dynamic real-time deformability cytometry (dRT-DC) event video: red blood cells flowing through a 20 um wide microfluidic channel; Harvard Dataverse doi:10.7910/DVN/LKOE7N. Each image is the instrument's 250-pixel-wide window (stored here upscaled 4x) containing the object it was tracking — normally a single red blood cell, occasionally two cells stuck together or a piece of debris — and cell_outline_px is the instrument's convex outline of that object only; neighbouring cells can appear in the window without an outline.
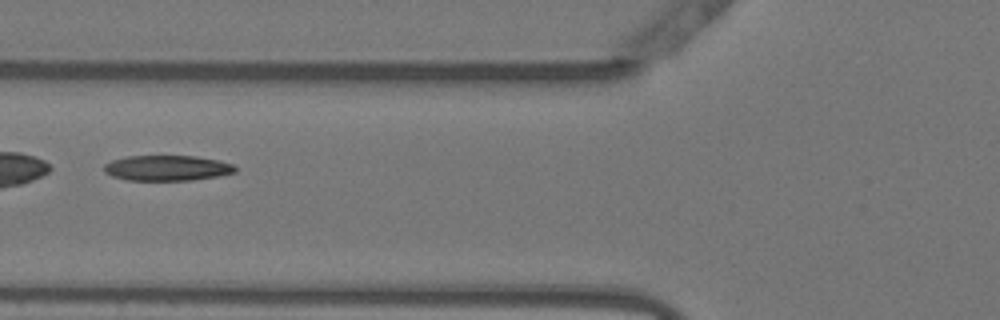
{"species": "Egyptian fruit bat (a non-hibernating species)", "species_latin": "Rousettus aegyptiacus", "temperature_condition": "warm", "stored_images_in_passage": 34, "segment_of_instrument_passage": [2, 2], "camera_frame_rate_fps": 3000, "um_per_image_px": 0.085, "animal": {"sex": "female"}, "frame": {"image": 1, "passage_image": 17, "time_ms": 5.333, "image_size_px": [1000, 320], "cell_outline_px": [[236, 172], [220, 176], [192, 180], [124, 180], [112, 176], [104, 172], [104, 164], [112, 160], [124, 156], [196, 156], [220, 160], [232, 164], [236, 168]], "centroid_in_image_um": [14.2, 14.28], "position_along_channel_um": 111.6, "area_um2": 19.59}}
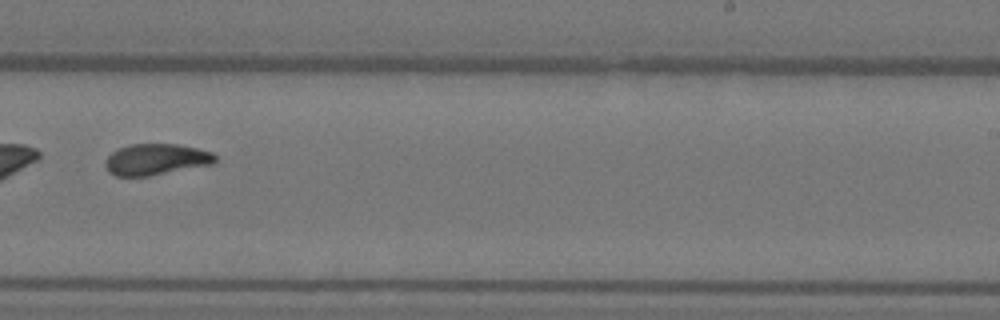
{"frame": {"image": 2, "passage_image": 30, "time_ms": 9.667, "image_size_px": [1000, 320], "cell_outline_px": [[216, 160], [212, 164], [148, 176], [116, 176], [108, 172], [104, 164], [104, 160], [112, 152], [120, 148], [132, 144], [176, 144], [196, 148], [212, 152], [216, 156]], "centroid_in_image_um": [13.23, 13.55], "position_along_channel_um": 275.8, "area_um2": 19.88}}